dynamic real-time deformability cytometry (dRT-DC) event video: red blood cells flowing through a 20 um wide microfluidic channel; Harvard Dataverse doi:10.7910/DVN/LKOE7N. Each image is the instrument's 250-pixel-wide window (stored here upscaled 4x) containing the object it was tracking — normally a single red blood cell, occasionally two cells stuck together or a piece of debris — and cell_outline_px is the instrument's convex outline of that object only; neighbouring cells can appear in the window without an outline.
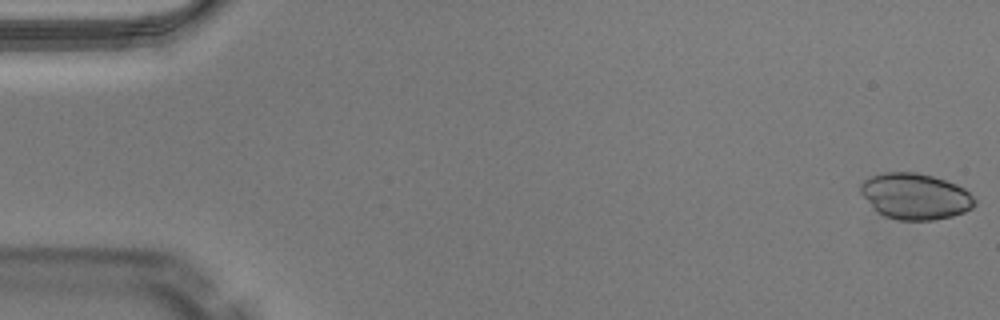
{"species": "Egyptian fruit bat (a non-hibernating species)", "species_latin": "Rousettus aegyptiacus", "temperature_condition": "warm", "stored_images_in_passage": 50, "camera_frame_rate_fps": 3000, "um_per_image_px": 0.085, "animal": {"sex": "male"}, "frame": {"image": 1, "passage_image": 1, "time_ms": 0.0, "image_size_px": [1000, 320], "cell_outline_px": [[976, 204], [972, 208], [964, 212], [952, 216], [932, 220], [896, 220], [884, 216], [860, 192], [860, 184], [864, 180], [872, 176], [884, 172], [916, 172], [932, 176], [956, 184], [964, 188], [976, 200]], "centroid_in_image_um": [77.82, 16.68], "position_along_channel_um": 7.2, "area_um2": 30.35}}
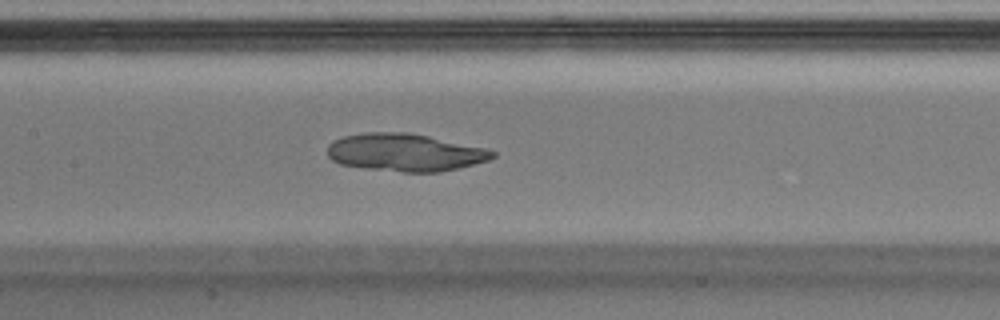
{"frame": {"image": 2, "passage_image": 24, "time_ms": 7.667, "image_size_px": [1000, 320], "cell_outline_px": [[496, 156], [488, 160], [460, 168], [440, 172], [404, 172], [368, 168], [340, 164], [332, 160], [328, 156], [328, 144], [332, 140], [344, 136], [364, 132], [408, 132], [428, 136], [484, 148], [496, 152]], "centroid_in_image_um": [34.41, 12.95], "position_along_channel_um": 173.0, "area_um2": 36.13}}
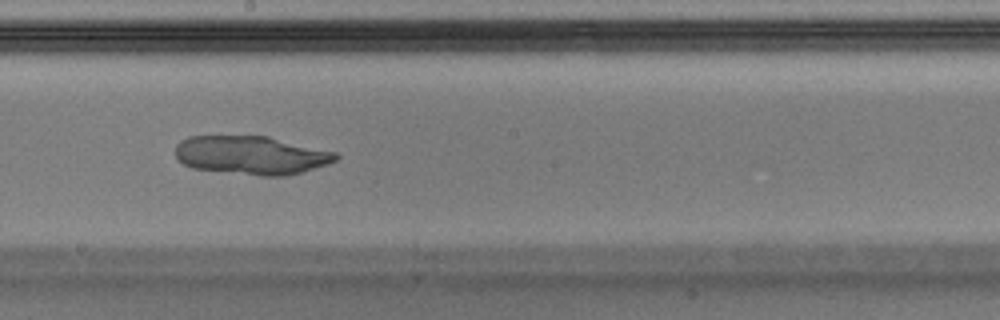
{"frame": {"image": 3, "passage_image": 28, "time_ms": 9.0, "image_size_px": [1000, 320], "cell_outline_px": [[340, 156], [336, 160], [328, 164], [300, 172], [284, 176], [260, 176], [192, 168], [184, 164], [176, 156], [176, 144], [180, 140], [188, 136], [268, 136], [336, 152]], "centroid_in_image_um": [21.36, 13.19], "position_along_channel_um": 226.8, "area_um2": 36.01}}